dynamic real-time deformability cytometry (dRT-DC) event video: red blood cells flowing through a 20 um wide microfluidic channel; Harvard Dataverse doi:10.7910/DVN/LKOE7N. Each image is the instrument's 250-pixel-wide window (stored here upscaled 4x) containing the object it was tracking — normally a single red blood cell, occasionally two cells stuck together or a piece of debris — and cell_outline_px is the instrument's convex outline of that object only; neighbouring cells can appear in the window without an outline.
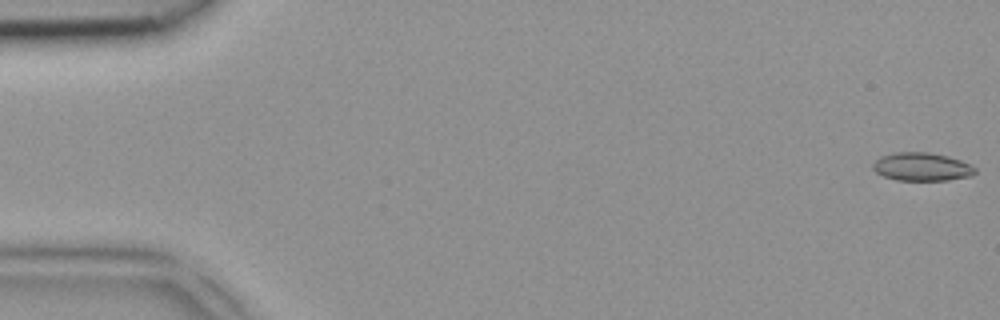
{"species": "common noctule bat (a hibernating species)", "species_latin": "Nyctalus noctula", "temperature_condition": "room temperature", "stored_images_in_passage": 6, "camera_frame_rate_fps": 3000, "um_per_image_px": 0.085, "animal": {"sex": "female", "body_mass_g": 18.4}, "frame": {"image": 1, "passage_image": 1, "time_ms": 0.0, "image_size_px": [1000, 320], "cell_outline_px": [[976, 172], [972, 176], [948, 180], [896, 180], [884, 176], [876, 172], [872, 168], [872, 164], [880, 156], [896, 152], [928, 152], [948, 156], [960, 160], [976, 168]], "centroid_in_image_um": [78.35, 14.17], "position_along_channel_um": 6.7, "area_um2": 16.82}}
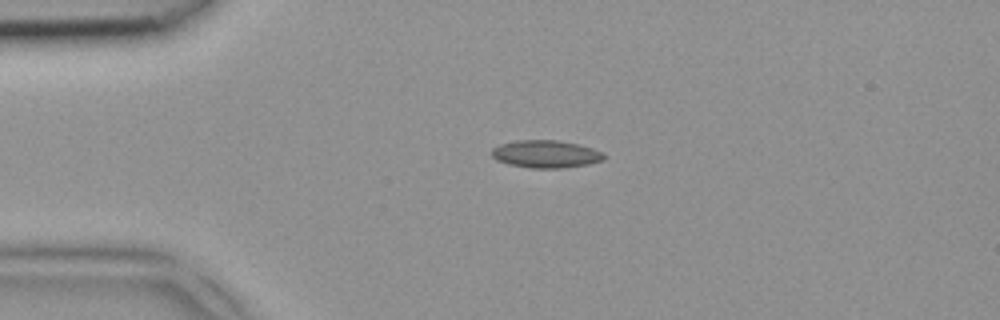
{"frame": {"image": 2, "passage_image": 4, "time_ms": 1.0, "image_size_px": [1000, 320], "cell_outline_px": [[604, 160], [588, 164], [560, 168], [528, 168], [508, 164], [496, 160], [492, 156], [492, 148], [500, 144], [516, 140], [556, 140], [576, 144], [592, 148], [604, 152]], "centroid_in_image_um": [46.37, 13.1], "position_along_channel_um": 38.6, "area_um2": 18.03}}